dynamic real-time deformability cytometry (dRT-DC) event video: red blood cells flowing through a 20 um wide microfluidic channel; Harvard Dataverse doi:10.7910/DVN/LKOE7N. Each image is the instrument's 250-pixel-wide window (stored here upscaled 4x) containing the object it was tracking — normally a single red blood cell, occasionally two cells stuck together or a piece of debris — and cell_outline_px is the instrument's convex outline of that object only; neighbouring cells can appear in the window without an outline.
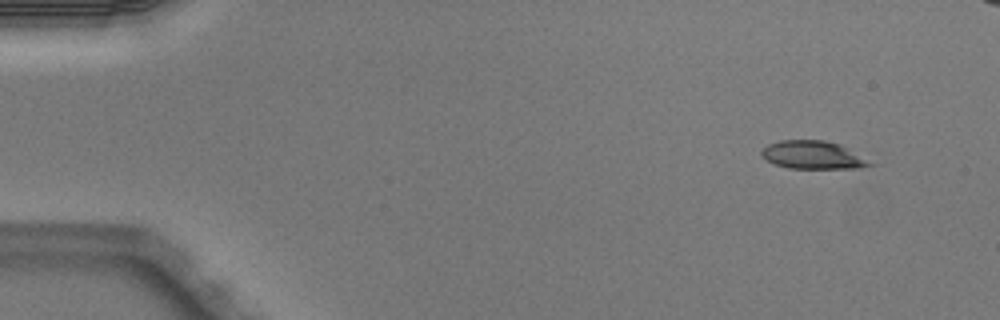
{"species": "Egyptian fruit bat (a non-hibernating species)", "species_latin": "Rousettus aegyptiacus", "temperature_condition": "warm", "stored_images_in_passage": 5, "camera_frame_rate_fps": 3000, "um_per_image_px": 0.085, "animal": {"sex": "male"}, "frame": {"image": 1, "passage_image": 1, "time_ms": 0.0, "image_size_px": [1000, 320], "cell_outline_px": [[876, 164], [860, 168], [788, 168], [776, 164], [768, 160], [760, 152], [768, 144], [780, 140], [824, 140], [840, 144]], "centroid_in_image_um": [69.12, 13.17], "position_along_channel_um": 15.9, "area_um2": 17.51}}